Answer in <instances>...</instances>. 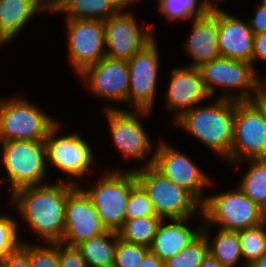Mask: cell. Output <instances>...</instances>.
I'll use <instances>...</instances> for the list:
<instances>
[{
	"label": "cell",
	"instance_id": "6da1fadb",
	"mask_svg": "<svg viewBox=\"0 0 266 267\" xmlns=\"http://www.w3.org/2000/svg\"><path fill=\"white\" fill-rule=\"evenodd\" d=\"M54 181L21 188L9 197L11 208L42 243L62 241L67 197L77 187L62 177Z\"/></svg>",
	"mask_w": 266,
	"mask_h": 267
},
{
	"label": "cell",
	"instance_id": "7a4b0ae2",
	"mask_svg": "<svg viewBox=\"0 0 266 267\" xmlns=\"http://www.w3.org/2000/svg\"><path fill=\"white\" fill-rule=\"evenodd\" d=\"M214 100L185 111L170 125L190 134L223 162L233 144L235 100Z\"/></svg>",
	"mask_w": 266,
	"mask_h": 267
},
{
	"label": "cell",
	"instance_id": "3957f363",
	"mask_svg": "<svg viewBox=\"0 0 266 267\" xmlns=\"http://www.w3.org/2000/svg\"><path fill=\"white\" fill-rule=\"evenodd\" d=\"M105 104L102 109L103 115L105 114L109 135L117 153L120 152L126 160L144 162L141 166L134 165L130 168L126 166L123 170H134L152 165L156 146L153 145L148 130L142 123L143 117L148 118L147 116L152 114L151 111L124 110L119 107V104L118 106L107 104V102Z\"/></svg>",
	"mask_w": 266,
	"mask_h": 267
},
{
	"label": "cell",
	"instance_id": "277c9868",
	"mask_svg": "<svg viewBox=\"0 0 266 267\" xmlns=\"http://www.w3.org/2000/svg\"><path fill=\"white\" fill-rule=\"evenodd\" d=\"M0 166L6 173L0 182L10 183L11 194L24 187L49 182L51 169L47 167L44 141L0 142Z\"/></svg>",
	"mask_w": 266,
	"mask_h": 267
},
{
	"label": "cell",
	"instance_id": "5b68a950",
	"mask_svg": "<svg viewBox=\"0 0 266 267\" xmlns=\"http://www.w3.org/2000/svg\"><path fill=\"white\" fill-rule=\"evenodd\" d=\"M120 168H108L99 180L90 181L89 187L79 185L94 204L103 225L114 232H118L125 223L130 192L138 184L134 170Z\"/></svg>",
	"mask_w": 266,
	"mask_h": 267
},
{
	"label": "cell",
	"instance_id": "8992f818",
	"mask_svg": "<svg viewBox=\"0 0 266 267\" xmlns=\"http://www.w3.org/2000/svg\"><path fill=\"white\" fill-rule=\"evenodd\" d=\"M209 95L217 98L252 101L259 94V77L251 63L219 57L198 67ZM217 89V91H216Z\"/></svg>",
	"mask_w": 266,
	"mask_h": 267
},
{
	"label": "cell",
	"instance_id": "52a82bcc",
	"mask_svg": "<svg viewBox=\"0 0 266 267\" xmlns=\"http://www.w3.org/2000/svg\"><path fill=\"white\" fill-rule=\"evenodd\" d=\"M0 99V142L44 141L59 122L36 103L17 95Z\"/></svg>",
	"mask_w": 266,
	"mask_h": 267
},
{
	"label": "cell",
	"instance_id": "ba28073f",
	"mask_svg": "<svg viewBox=\"0 0 266 267\" xmlns=\"http://www.w3.org/2000/svg\"><path fill=\"white\" fill-rule=\"evenodd\" d=\"M61 126L58 122L44 140L47 167L59 170L61 176L68 177V183L79 186L84 183V178L87 179V175L96 173L93 168L94 152L90 142L83 139L81 133L74 131L61 135Z\"/></svg>",
	"mask_w": 266,
	"mask_h": 267
},
{
	"label": "cell",
	"instance_id": "9c48e42d",
	"mask_svg": "<svg viewBox=\"0 0 266 267\" xmlns=\"http://www.w3.org/2000/svg\"><path fill=\"white\" fill-rule=\"evenodd\" d=\"M138 184L163 220L186 219L202 212V204L184 187L163 176L152 165L134 169ZM199 212V213H198Z\"/></svg>",
	"mask_w": 266,
	"mask_h": 267
},
{
	"label": "cell",
	"instance_id": "30bf717a",
	"mask_svg": "<svg viewBox=\"0 0 266 267\" xmlns=\"http://www.w3.org/2000/svg\"><path fill=\"white\" fill-rule=\"evenodd\" d=\"M230 190L215 194L208 193L202 204L203 221L207 225L238 232L256 227L266 221V212L246 196L237 185Z\"/></svg>",
	"mask_w": 266,
	"mask_h": 267
},
{
	"label": "cell",
	"instance_id": "8fae6325",
	"mask_svg": "<svg viewBox=\"0 0 266 267\" xmlns=\"http://www.w3.org/2000/svg\"><path fill=\"white\" fill-rule=\"evenodd\" d=\"M266 158V118L254 101H235L233 144L228 166L247 159Z\"/></svg>",
	"mask_w": 266,
	"mask_h": 267
},
{
	"label": "cell",
	"instance_id": "7c38bea8",
	"mask_svg": "<svg viewBox=\"0 0 266 267\" xmlns=\"http://www.w3.org/2000/svg\"><path fill=\"white\" fill-rule=\"evenodd\" d=\"M157 44L154 38L127 61L129 67L128 110L151 112L154 110L161 72V53H159Z\"/></svg>",
	"mask_w": 266,
	"mask_h": 267
},
{
	"label": "cell",
	"instance_id": "4fadbf2b",
	"mask_svg": "<svg viewBox=\"0 0 266 267\" xmlns=\"http://www.w3.org/2000/svg\"><path fill=\"white\" fill-rule=\"evenodd\" d=\"M155 147L152 166L163 176L188 190L201 204L207 198L206 189L214 181L187 153L181 152L166 141L159 140Z\"/></svg>",
	"mask_w": 266,
	"mask_h": 267
},
{
	"label": "cell",
	"instance_id": "5bb4252c",
	"mask_svg": "<svg viewBox=\"0 0 266 267\" xmlns=\"http://www.w3.org/2000/svg\"><path fill=\"white\" fill-rule=\"evenodd\" d=\"M135 16L131 7L125 6L119 13L104 21L107 57L128 61L156 37L152 30L153 24L143 20L142 25Z\"/></svg>",
	"mask_w": 266,
	"mask_h": 267
},
{
	"label": "cell",
	"instance_id": "9a60e30c",
	"mask_svg": "<svg viewBox=\"0 0 266 267\" xmlns=\"http://www.w3.org/2000/svg\"><path fill=\"white\" fill-rule=\"evenodd\" d=\"M63 21L66 27L67 62L77 76L106 56L104 22L95 19Z\"/></svg>",
	"mask_w": 266,
	"mask_h": 267
},
{
	"label": "cell",
	"instance_id": "2e32d148",
	"mask_svg": "<svg viewBox=\"0 0 266 267\" xmlns=\"http://www.w3.org/2000/svg\"><path fill=\"white\" fill-rule=\"evenodd\" d=\"M92 95L111 103L126 104L129 90V67L127 60L105 56L98 63L85 68L79 75Z\"/></svg>",
	"mask_w": 266,
	"mask_h": 267
},
{
	"label": "cell",
	"instance_id": "e0dca14e",
	"mask_svg": "<svg viewBox=\"0 0 266 267\" xmlns=\"http://www.w3.org/2000/svg\"><path fill=\"white\" fill-rule=\"evenodd\" d=\"M170 77L165 88V109L173 115L168 121L171 124L182 113L198 106L201 103H206L213 99L201 77L197 67L182 65L173 67L170 71Z\"/></svg>",
	"mask_w": 266,
	"mask_h": 267
},
{
	"label": "cell",
	"instance_id": "ac0fdd59",
	"mask_svg": "<svg viewBox=\"0 0 266 267\" xmlns=\"http://www.w3.org/2000/svg\"><path fill=\"white\" fill-rule=\"evenodd\" d=\"M108 230L86 193L77 186L67 197L62 244L76 247Z\"/></svg>",
	"mask_w": 266,
	"mask_h": 267
},
{
	"label": "cell",
	"instance_id": "d6986e66",
	"mask_svg": "<svg viewBox=\"0 0 266 267\" xmlns=\"http://www.w3.org/2000/svg\"><path fill=\"white\" fill-rule=\"evenodd\" d=\"M190 35L187 37L183 52L192 62L187 66L199 67L201 64L221 57L218 46L219 9L190 21Z\"/></svg>",
	"mask_w": 266,
	"mask_h": 267
},
{
	"label": "cell",
	"instance_id": "ffe728a7",
	"mask_svg": "<svg viewBox=\"0 0 266 267\" xmlns=\"http://www.w3.org/2000/svg\"><path fill=\"white\" fill-rule=\"evenodd\" d=\"M246 21L219 8L218 46L221 57L252 64L254 33Z\"/></svg>",
	"mask_w": 266,
	"mask_h": 267
},
{
	"label": "cell",
	"instance_id": "44dd1931",
	"mask_svg": "<svg viewBox=\"0 0 266 267\" xmlns=\"http://www.w3.org/2000/svg\"><path fill=\"white\" fill-rule=\"evenodd\" d=\"M193 218H196L197 221L198 219L202 220L199 222V225H196V229L189 224L191 221H194ZM203 220L202 212L196 217L162 220L149 247V251L165 262L167 259L180 253L201 233Z\"/></svg>",
	"mask_w": 266,
	"mask_h": 267
},
{
	"label": "cell",
	"instance_id": "7402d4cb",
	"mask_svg": "<svg viewBox=\"0 0 266 267\" xmlns=\"http://www.w3.org/2000/svg\"><path fill=\"white\" fill-rule=\"evenodd\" d=\"M41 13L45 11L37 0H0V35L13 42Z\"/></svg>",
	"mask_w": 266,
	"mask_h": 267
},
{
	"label": "cell",
	"instance_id": "603a6c76",
	"mask_svg": "<svg viewBox=\"0 0 266 267\" xmlns=\"http://www.w3.org/2000/svg\"><path fill=\"white\" fill-rule=\"evenodd\" d=\"M212 228L213 226L203 221L201 232L207 240L208 253L225 267H238L237 264L243 261L239 233L216 228L217 232L212 238L210 235Z\"/></svg>",
	"mask_w": 266,
	"mask_h": 267
},
{
	"label": "cell",
	"instance_id": "cb8c5ba5",
	"mask_svg": "<svg viewBox=\"0 0 266 267\" xmlns=\"http://www.w3.org/2000/svg\"><path fill=\"white\" fill-rule=\"evenodd\" d=\"M124 7L123 0H69L55 14H62L64 20L95 19L104 22Z\"/></svg>",
	"mask_w": 266,
	"mask_h": 267
},
{
	"label": "cell",
	"instance_id": "d4e9b609",
	"mask_svg": "<svg viewBox=\"0 0 266 267\" xmlns=\"http://www.w3.org/2000/svg\"><path fill=\"white\" fill-rule=\"evenodd\" d=\"M118 232L110 231L80 243V251L88 267H114Z\"/></svg>",
	"mask_w": 266,
	"mask_h": 267
},
{
	"label": "cell",
	"instance_id": "484cf974",
	"mask_svg": "<svg viewBox=\"0 0 266 267\" xmlns=\"http://www.w3.org/2000/svg\"><path fill=\"white\" fill-rule=\"evenodd\" d=\"M248 166L242 178L237 182L240 190L266 212V158L247 159L231 164Z\"/></svg>",
	"mask_w": 266,
	"mask_h": 267
},
{
	"label": "cell",
	"instance_id": "4316f807",
	"mask_svg": "<svg viewBox=\"0 0 266 267\" xmlns=\"http://www.w3.org/2000/svg\"><path fill=\"white\" fill-rule=\"evenodd\" d=\"M155 2L156 12L171 22L185 20L190 22L211 11L204 0H156Z\"/></svg>",
	"mask_w": 266,
	"mask_h": 267
},
{
	"label": "cell",
	"instance_id": "83f0119b",
	"mask_svg": "<svg viewBox=\"0 0 266 267\" xmlns=\"http://www.w3.org/2000/svg\"><path fill=\"white\" fill-rule=\"evenodd\" d=\"M162 220L158 216L125 220L122 228L118 231L119 238L125 242L139 244L149 248Z\"/></svg>",
	"mask_w": 266,
	"mask_h": 267
},
{
	"label": "cell",
	"instance_id": "f1b7e54d",
	"mask_svg": "<svg viewBox=\"0 0 266 267\" xmlns=\"http://www.w3.org/2000/svg\"><path fill=\"white\" fill-rule=\"evenodd\" d=\"M238 233L244 260L240 267H249L266 252V221Z\"/></svg>",
	"mask_w": 266,
	"mask_h": 267
},
{
	"label": "cell",
	"instance_id": "f546056e",
	"mask_svg": "<svg viewBox=\"0 0 266 267\" xmlns=\"http://www.w3.org/2000/svg\"><path fill=\"white\" fill-rule=\"evenodd\" d=\"M208 255V243L201 232L180 253L167 259L165 267H199Z\"/></svg>",
	"mask_w": 266,
	"mask_h": 267
},
{
	"label": "cell",
	"instance_id": "4dcf8cb0",
	"mask_svg": "<svg viewBox=\"0 0 266 267\" xmlns=\"http://www.w3.org/2000/svg\"><path fill=\"white\" fill-rule=\"evenodd\" d=\"M9 214L0 213V263L23 242V238L19 234L20 222Z\"/></svg>",
	"mask_w": 266,
	"mask_h": 267
},
{
	"label": "cell",
	"instance_id": "1f68e13d",
	"mask_svg": "<svg viewBox=\"0 0 266 267\" xmlns=\"http://www.w3.org/2000/svg\"><path fill=\"white\" fill-rule=\"evenodd\" d=\"M30 267H60L59 243H34L29 241Z\"/></svg>",
	"mask_w": 266,
	"mask_h": 267
},
{
	"label": "cell",
	"instance_id": "d6a6232c",
	"mask_svg": "<svg viewBox=\"0 0 266 267\" xmlns=\"http://www.w3.org/2000/svg\"><path fill=\"white\" fill-rule=\"evenodd\" d=\"M126 220L140 217L157 216L153 202L144 189L137 184L130 192L126 205Z\"/></svg>",
	"mask_w": 266,
	"mask_h": 267
},
{
	"label": "cell",
	"instance_id": "836d02e7",
	"mask_svg": "<svg viewBox=\"0 0 266 267\" xmlns=\"http://www.w3.org/2000/svg\"><path fill=\"white\" fill-rule=\"evenodd\" d=\"M149 252V248L117 239L114 267H137Z\"/></svg>",
	"mask_w": 266,
	"mask_h": 267
},
{
	"label": "cell",
	"instance_id": "e575fe53",
	"mask_svg": "<svg viewBox=\"0 0 266 267\" xmlns=\"http://www.w3.org/2000/svg\"><path fill=\"white\" fill-rule=\"evenodd\" d=\"M60 267H88L80 251L59 242Z\"/></svg>",
	"mask_w": 266,
	"mask_h": 267
},
{
	"label": "cell",
	"instance_id": "d590c367",
	"mask_svg": "<svg viewBox=\"0 0 266 267\" xmlns=\"http://www.w3.org/2000/svg\"><path fill=\"white\" fill-rule=\"evenodd\" d=\"M3 267H30L29 242L23 240L22 244L9 253L1 262Z\"/></svg>",
	"mask_w": 266,
	"mask_h": 267
},
{
	"label": "cell",
	"instance_id": "8d00e7d4",
	"mask_svg": "<svg viewBox=\"0 0 266 267\" xmlns=\"http://www.w3.org/2000/svg\"><path fill=\"white\" fill-rule=\"evenodd\" d=\"M254 14L247 19L248 25L255 34L266 33V5L258 3L254 8Z\"/></svg>",
	"mask_w": 266,
	"mask_h": 267
},
{
	"label": "cell",
	"instance_id": "74e56055",
	"mask_svg": "<svg viewBox=\"0 0 266 267\" xmlns=\"http://www.w3.org/2000/svg\"><path fill=\"white\" fill-rule=\"evenodd\" d=\"M257 61L266 62V33L255 34L253 37L252 66L259 74Z\"/></svg>",
	"mask_w": 266,
	"mask_h": 267
},
{
	"label": "cell",
	"instance_id": "f35d334b",
	"mask_svg": "<svg viewBox=\"0 0 266 267\" xmlns=\"http://www.w3.org/2000/svg\"><path fill=\"white\" fill-rule=\"evenodd\" d=\"M137 267H165V264L158 256L149 251Z\"/></svg>",
	"mask_w": 266,
	"mask_h": 267
},
{
	"label": "cell",
	"instance_id": "ab89813d",
	"mask_svg": "<svg viewBox=\"0 0 266 267\" xmlns=\"http://www.w3.org/2000/svg\"><path fill=\"white\" fill-rule=\"evenodd\" d=\"M199 267H225L218 260L212 257L209 253L202 261Z\"/></svg>",
	"mask_w": 266,
	"mask_h": 267
},
{
	"label": "cell",
	"instance_id": "60d3db41",
	"mask_svg": "<svg viewBox=\"0 0 266 267\" xmlns=\"http://www.w3.org/2000/svg\"><path fill=\"white\" fill-rule=\"evenodd\" d=\"M44 8L45 13L54 15V0H37Z\"/></svg>",
	"mask_w": 266,
	"mask_h": 267
},
{
	"label": "cell",
	"instance_id": "b9f144b4",
	"mask_svg": "<svg viewBox=\"0 0 266 267\" xmlns=\"http://www.w3.org/2000/svg\"><path fill=\"white\" fill-rule=\"evenodd\" d=\"M259 94L266 99V77H259Z\"/></svg>",
	"mask_w": 266,
	"mask_h": 267
},
{
	"label": "cell",
	"instance_id": "7bdbcfd3",
	"mask_svg": "<svg viewBox=\"0 0 266 267\" xmlns=\"http://www.w3.org/2000/svg\"><path fill=\"white\" fill-rule=\"evenodd\" d=\"M254 101L262 108L264 111V115L266 118V99H264L260 94H258L255 98Z\"/></svg>",
	"mask_w": 266,
	"mask_h": 267
},
{
	"label": "cell",
	"instance_id": "ee69618b",
	"mask_svg": "<svg viewBox=\"0 0 266 267\" xmlns=\"http://www.w3.org/2000/svg\"><path fill=\"white\" fill-rule=\"evenodd\" d=\"M220 1L225 2L224 0H204L205 4L209 7L210 10L221 8V6L218 5Z\"/></svg>",
	"mask_w": 266,
	"mask_h": 267
},
{
	"label": "cell",
	"instance_id": "f6af8a7d",
	"mask_svg": "<svg viewBox=\"0 0 266 267\" xmlns=\"http://www.w3.org/2000/svg\"><path fill=\"white\" fill-rule=\"evenodd\" d=\"M249 267H266V252Z\"/></svg>",
	"mask_w": 266,
	"mask_h": 267
},
{
	"label": "cell",
	"instance_id": "bcb514c9",
	"mask_svg": "<svg viewBox=\"0 0 266 267\" xmlns=\"http://www.w3.org/2000/svg\"><path fill=\"white\" fill-rule=\"evenodd\" d=\"M67 1L69 0H54V15Z\"/></svg>",
	"mask_w": 266,
	"mask_h": 267
},
{
	"label": "cell",
	"instance_id": "7dc6e473",
	"mask_svg": "<svg viewBox=\"0 0 266 267\" xmlns=\"http://www.w3.org/2000/svg\"><path fill=\"white\" fill-rule=\"evenodd\" d=\"M144 0H123L125 6L128 7H133V5L135 6L137 3L142 2ZM147 1V0H146ZM150 1V0H149ZM153 1V0H152ZM156 1V0H155ZM136 3V4H135Z\"/></svg>",
	"mask_w": 266,
	"mask_h": 267
},
{
	"label": "cell",
	"instance_id": "c3c4849f",
	"mask_svg": "<svg viewBox=\"0 0 266 267\" xmlns=\"http://www.w3.org/2000/svg\"><path fill=\"white\" fill-rule=\"evenodd\" d=\"M9 45V43L0 35V48Z\"/></svg>",
	"mask_w": 266,
	"mask_h": 267
},
{
	"label": "cell",
	"instance_id": "681fc988",
	"mask_svg": "<svg viewBox=\"0 0 266 267\" xmlns=\"http://www.w3.org/2000/svg\"><path fill=\"white\" fill-rule=\"evenodd\" d=\"M259 3H261V4H263V5H266V0H260Z\"/></svg>",
	"mask_w": 266,
	"mask_h": 267
}]
</instances>
